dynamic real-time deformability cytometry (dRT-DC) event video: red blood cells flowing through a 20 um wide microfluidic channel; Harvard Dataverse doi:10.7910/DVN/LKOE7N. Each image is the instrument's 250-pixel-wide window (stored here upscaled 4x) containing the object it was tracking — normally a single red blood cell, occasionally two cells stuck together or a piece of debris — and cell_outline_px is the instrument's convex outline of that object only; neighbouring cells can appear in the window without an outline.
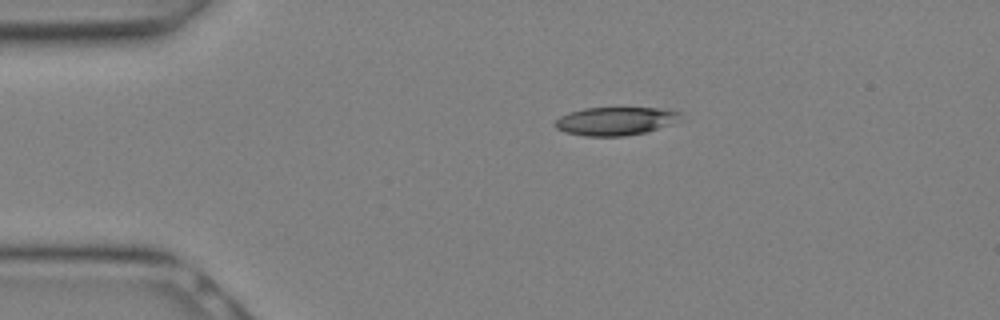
{"species": "Egyptian fruit bat (a non-hibernating species)", "species_latin": "Rousettus aegyptiacus", "temperature_condition": "warm", "stored_images_in_passage": 7, "camera_frame_rate_fps": 3000, "um_per_image_px": 0.085, "animal": {"sex": "female"}, "frame": {"image": 1, "passage_image": 1, "time_ms": 0.0, "image_size_px": [1000, 320], "cell_outline_px": [[684, 120], [648, 132], [624, 136], [584, 136], [564, 132], [556, 128], [552, 124], [560, 116], [568, 112], [584, 108], [664, 108], [680, 112]], "centroid_in_image_um": [52.35, 10.29], "position_along_channel_um": 32.7, "area_um2": 21.1}}
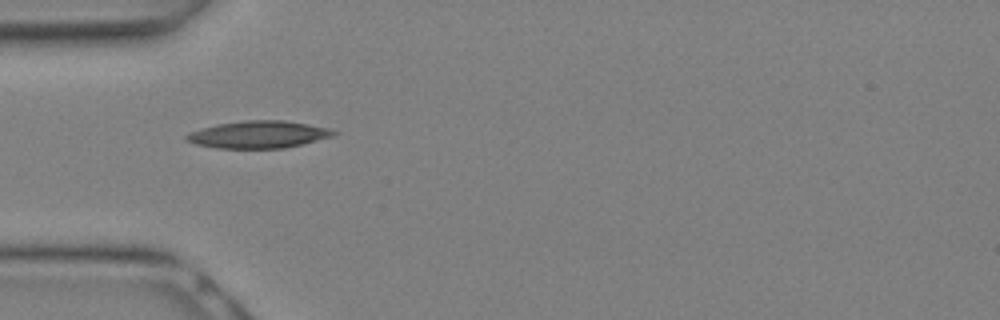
{"frame": {"image": 2, "passage_image": 4, "time_ms": 1.0, "image_size_px": [1000, 320], "cell_outline_px": [[340, 132], [332, 136], [284, 148], [216, 148], [196, 144], [184, 140], [184, 136], [192, 132], [204, 128], [220, 124], [248, 120], [284, 120], [308, 124], [328, 128]], "centroid_in_image_um": [21.98, 11.43], "position_along_channel_um": 63.0, "area_um2": 23.0}}
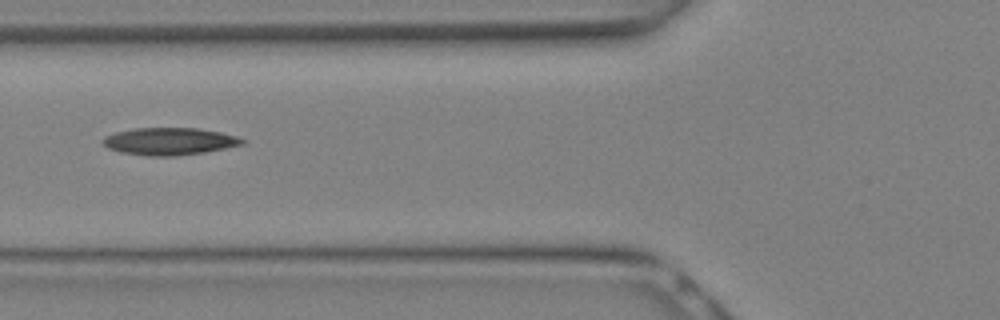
{"frame": {"image": 3, "passage_image": 6, "time_ms": 1.667, "image_size_px": [1000, 320], "cell_outline_px": [[248, 140], [244, 144], [204, 152], [176, 156], [148, 156], [120, 152], [108, 148], [100, 140], [104, 136], [116, 132], [136, 128], [196, 128], [220, 132], [236, 136]], "centroid_in_image_um": [14.39, 12.01], "position_along_channel_um": 111.4, "area_um2": 22.2}}